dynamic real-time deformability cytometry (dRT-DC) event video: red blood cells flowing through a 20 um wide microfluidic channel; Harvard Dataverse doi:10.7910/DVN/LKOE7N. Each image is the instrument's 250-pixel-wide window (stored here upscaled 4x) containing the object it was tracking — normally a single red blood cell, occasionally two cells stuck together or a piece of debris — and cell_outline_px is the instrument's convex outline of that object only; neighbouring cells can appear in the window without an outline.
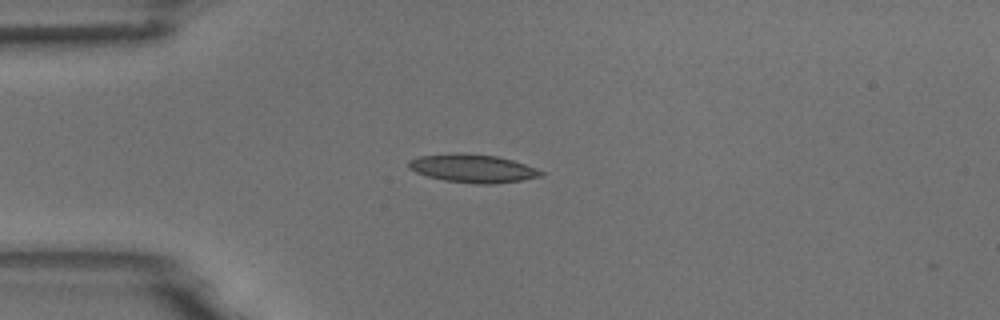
{"species": "common noctule bat (a hibernating species)", "species_latin": "Nyctalus noctula", "temperature_condition": "room temperature", "stored_images_in_passage": 42, "camera_frame_rate_fps": 3000, "um_per_image_px": 0.085, "animal": {"sex": "male", "body_mass_g": 18.8}, "frame": {"image": 1, "passage_image": 2, "time_ms": 0.333, "image_size_px": [1000, 320], "cell_outline_px": [[544, 176], [520, 180], [492, 184], [476, 184], [444, 180], [428, 176], [416, 172], [408, 168], [408, 160], [420, 156], [496, 156], [512, 160], [536, 168], [544, 172]], "centroid_in_image_um": [40.24, 14.37], "position_along_channel_um": 44.8, "area_um2": 20.63}}
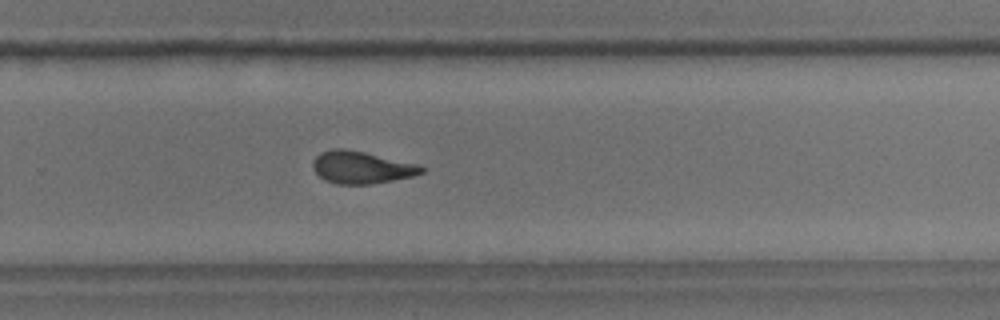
{"frame": {"image": 2, "passage_image": 24, "time_ms": 7.667, "image_size_px": [1000, 320], "cell_outline_px": [[424, 172], [412, 176], [392, 180], [368, 184], [336, 184], [324, 180], [312, 168], [312, 164], [316, 156], [320, 152], [332, 148], [344, 148], [364, 152], [416, 164], [424, 168]], "centroid_in_image_um": [30.66, 14.22], "position_along_channel_um": 299.1, "area_um2": 20.23}}
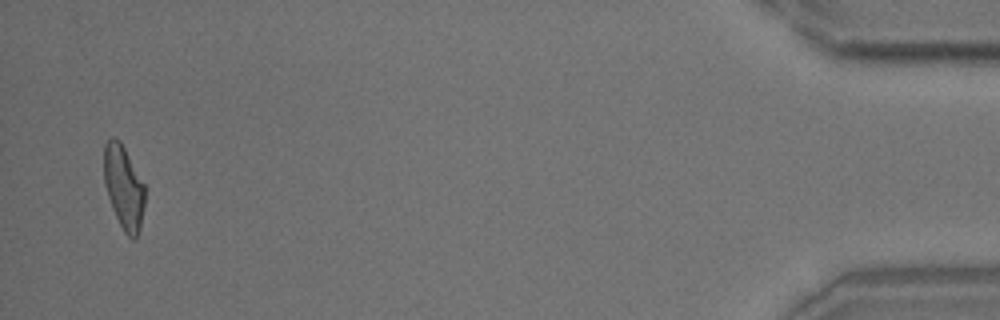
{"frame": {"image": 3, "passage_image": 41, "time_ms": 13.333, "image_size_px": [1000, 320], "cell_outline_px": [[144, 204], [140, 228], [136, 240], [132, 240], [124, 232], [112, 208], [104, 184], [104, 144], [112, 136], [120, 140], [144, 184]], "centroid_in_image_um": [10.5, 15.92], "position_along_channel_um": 424.7, "area_um2": 19.83}, "authors_computed_cell_mechanics": {"area_um2": 20.4612, "velocity_mm_per_s": 3.7109, "shape_relaxation_time_tau1_ms": 9.2223, "shape_relaxation_time_tau2_ms": 2.5602, "deformation_change_tau1": 0.2514, "deformation_change_tau2": 0.1116}}